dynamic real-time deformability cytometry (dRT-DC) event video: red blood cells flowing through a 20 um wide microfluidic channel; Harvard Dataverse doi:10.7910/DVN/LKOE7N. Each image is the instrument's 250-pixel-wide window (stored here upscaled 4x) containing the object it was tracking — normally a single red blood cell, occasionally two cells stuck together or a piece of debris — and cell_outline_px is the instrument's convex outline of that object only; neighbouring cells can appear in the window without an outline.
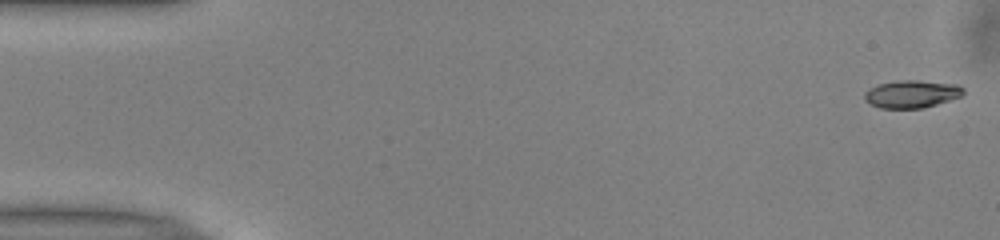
{"species": "common noctule bat (a hibernating species)", "species_latin": "Nyctalus noctula", "temperature_condition": "warm", "stored_images_in_passage": 51, "camera_frame_rate_fps": 3000, "um_per_image_px": 0.085, "animal": {"sex": "male", "body_mass_g": 13.0, "forearm_length_mm": 53.1}, "frame": {"image": 1, "passage_image": 1, "time_ms": 0.0, "image_size_px": [1000, 240], "cell_outline_px": [[964, 92], [960, 96], [924, 108], [880, 108], [864, 100], [864, 92], [868, 88], [880, 84], [900, 80], [916, 80], [956, 84], [964, 88]], "centroid_in_image_um": [77.47, 7.99], "position_along_channel_um": 7.5, "area_um2": 15.78}}
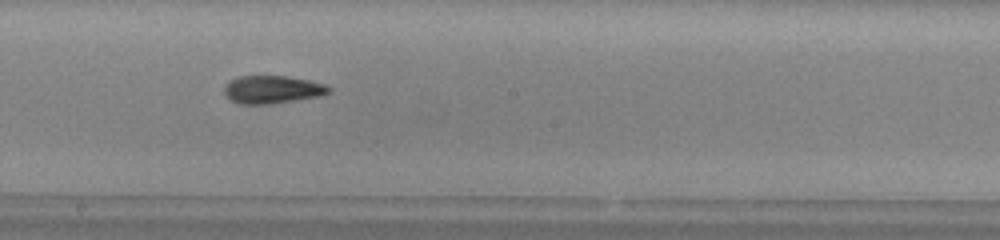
{"frame": {"image": 2, "passage_image": 28, "time_ms": 9.0, "image_size_px": [1000, 240], "cell_outline_px": [[332, 88], [328, 92], [320, 96], [272, 104], [236, 104], [224, 92], [224, 88], [232, 80], [240, 76], [288, 76], [308, 80], [324, 84]], "centroid_in_image_um": [23.16, 7.62], "position_along_channel_um": 225.0, "area_um2": 16.82}}
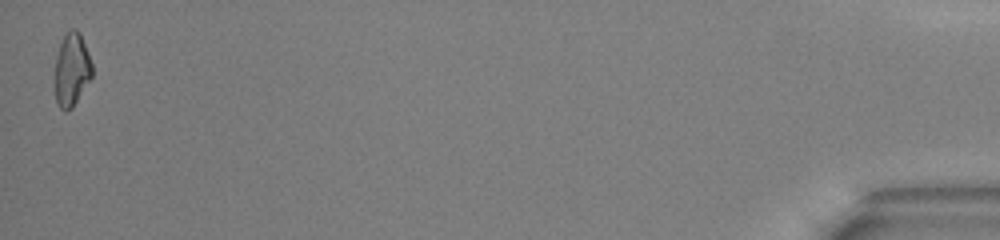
{"frame": {"image": 3, "passage_image": 51, "time_ms": 16.667, "image_size_px": [1000, 240], "cell_outline_px": [[92, 76], [72, 108], [68, 112], [64, 112], [60, 108], [56, 100], [56, 56], [60, 40], [72, 28], [76, 28], [80, 32], [92, 64]], "centroid_in_image_um": [6.1, 5.91], "position_along_channel_um": 429.1, "area_um2": 15.72}, "authors_computed_cell_mechanics": {"area_um2": 16.5886, "velocity_mm_per_s": 3.9835, "shape_relaxation_time_tau1_ms": 2.7151, "shape_relaxation_time_tau2_ms": 2.3941, "deformation_change_tau1": 0.1653, "deformation_change_tau2": 0.0991}}